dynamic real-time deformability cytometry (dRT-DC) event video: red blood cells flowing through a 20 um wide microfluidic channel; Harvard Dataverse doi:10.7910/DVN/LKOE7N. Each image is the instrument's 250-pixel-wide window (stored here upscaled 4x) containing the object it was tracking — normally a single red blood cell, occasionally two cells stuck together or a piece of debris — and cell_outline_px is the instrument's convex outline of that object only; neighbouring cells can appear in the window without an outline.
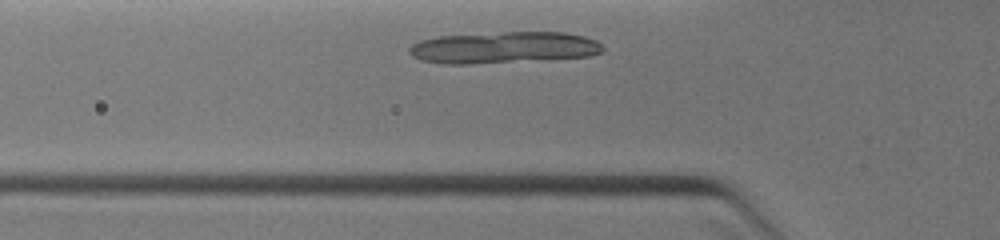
{"species": "common noctule bat (a hibernating species)", "species_latin": "Nyctalus noctula", "temperature_condition": "warm", "stored_images_in_passage": 2, "camera_frame_rate_fps": 3000, "um_per_image_px": 0.085, "animal": {"sex": "female", "body_mass_g": 19.0, "forearm_length_mm": 51.5}, "frame": {"image": 1, "passage_image": 2, "time_ms": 0.333, "image_size_px": [1000, 240], "cell_outline_px": [[604, 52], [588, 56], [472, 64], [440, 64], [420, 60], [412, 56], [408, 52], [408, 48], [412, 44], [420, 40], [436, 36], [504, 32], [564, 32], [584, 36], [596, 40], [604, 48]], "centroid_in_image_um": [42.76, 4.04], "position_along_channel_um": 83.0, "area_um2": 35.72}}